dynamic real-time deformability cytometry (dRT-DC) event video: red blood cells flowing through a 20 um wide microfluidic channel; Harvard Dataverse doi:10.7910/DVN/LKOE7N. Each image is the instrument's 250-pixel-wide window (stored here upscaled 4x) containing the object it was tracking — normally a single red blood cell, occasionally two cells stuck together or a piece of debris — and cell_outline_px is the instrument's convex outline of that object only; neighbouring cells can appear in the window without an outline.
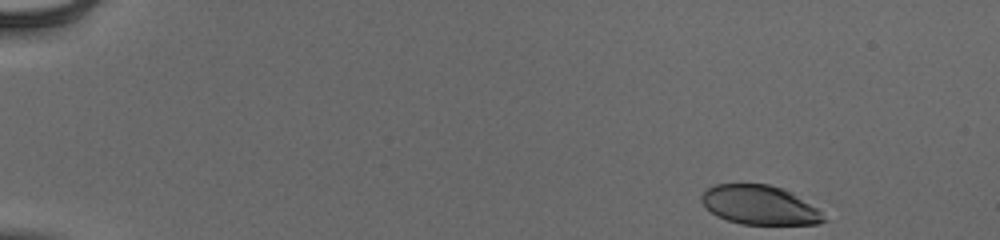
{"species": "human", "species_latin": "Homo sapiens", "temperature_condition": "cold", "stored_images_in_passage": 49, "camera_frame_rate_fps": 3000, "um_per_image_px": 0.085, "donor": {"sex": "male"}, "frame": {"image": 1, "passage_image": 1, "time_ms": 0.0, "image_size_px": [1000, 240], "cell_outline_px": [[828, 220], [816, 224], [740, 224], [716, 216], [700, 200], [700, 196], [708, 188], [716, 184], [768, 184], [784, 188], [792, 192], [816, 208]], "centroid_in_image_um": [64.56, 17.42], "position_along_channel_um": 20.4, "area_um2": 27.74}}
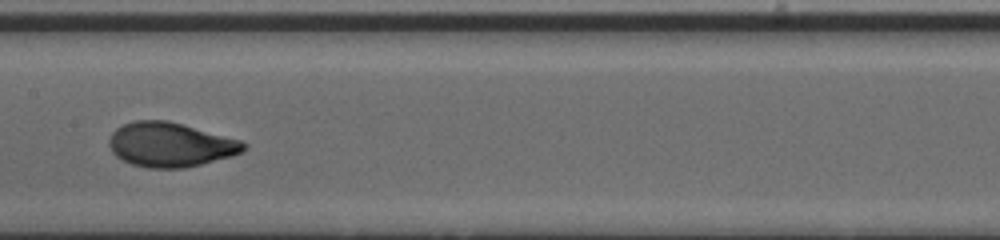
{"frame": {"image": 2, "passage_image": 25, "time_ms": 8.0, "image_size_px": [1000, 240], "cell_outline_px": [[248, 144], [240, 152], [228, 156], [200, 164], [184, 168], [148, 168], [132, 164], [120, 160], [112, 152], [108, 144], [108, 140], [112, 132], [116, 128], [124, 124], [136, 120], [168, 120], [240, 140]], "centroid_in_image_um": [14.41, 12.29], "position_along_channel_um": 193.0, "area_um2": 34.56}}
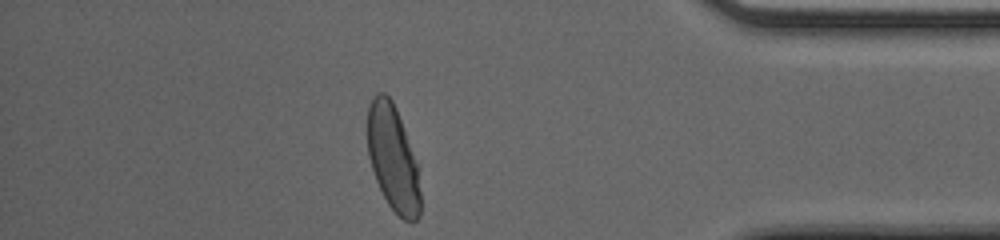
{"frame": {"image": 3, "passage_image": 43, "time_ms": 14.0, "image_size_px": [1000, 240], "cell_outline_px": [[420, 216], [416, 220], [404, 220], [388, 204], [376, 180], [368, 156], [368, 104], [376, 92], [384, 92], [392, 100], [396, 108], [404, 128], [416, 164], [420, 192]], "centroid_in_image_um": [33.38, 13.42], "position_along_channel_um": 401.8, "area_um2": 32.08}, "authors_computed_cell_mechanics": {"area_um2": 33.3506, "velocity_mm_per_s": 3.9233, "shape_relaxation_time_tau1_ms": 2.9453, "shape_relaxation_time_tau2_ms": null, "deformation_change_tau1": 0.1759, "deformation_change_tau2": null}}